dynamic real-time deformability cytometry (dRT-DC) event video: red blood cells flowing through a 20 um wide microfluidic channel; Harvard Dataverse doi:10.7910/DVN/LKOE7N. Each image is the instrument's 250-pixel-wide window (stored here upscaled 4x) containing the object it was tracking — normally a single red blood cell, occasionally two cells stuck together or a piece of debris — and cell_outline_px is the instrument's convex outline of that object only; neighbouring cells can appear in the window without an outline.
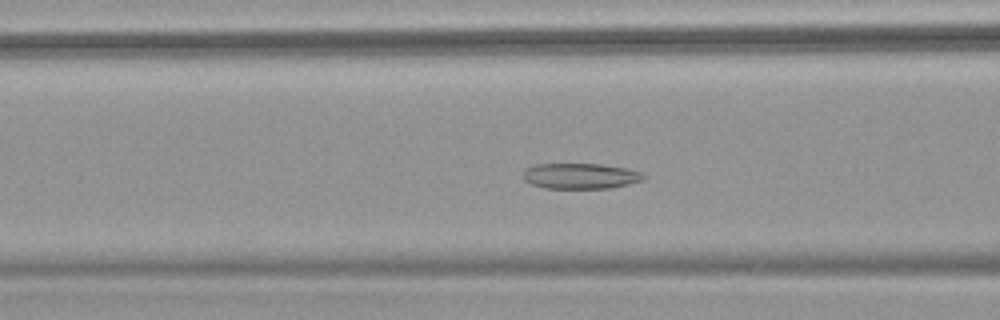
{"species": "common noctule bat (a hibernating species)", "species_latin": "Nyctalus noctula", "temperature_condition": "warm", "stored_images_in_passage": 52, "camera_frame_rate_fps": 3000, "um_per_image_px": 0.085, "animal": {"sex": "female", "body_mass_g": 18.4}, "frame": {"image": 1, "passage_image": 20, "time_ms": 6.333, "image_size_px": [1000, 320], "cell_outline_px": [[644, 180], [612, 188], [544, 188], [532, 184], [524, 180], [520, 176], [528, 168], [536, 164], [600, 164], [628, 168], [640, 172], [644, 176]], "centroid_in_image_um": [49.33, 14.96], "position_along_channel_um": 117.3, "area_um2": 17.98}}
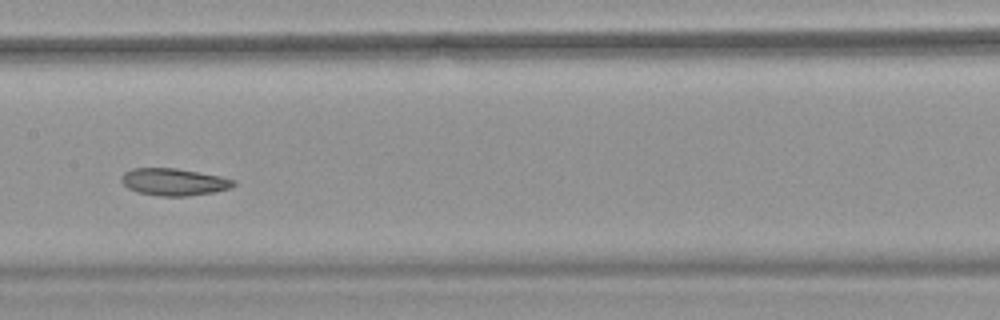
{"frame": {"image": 2, "passage_image": 26, "time_ms": 8.333, "image_size_px": [1000, 320], "cell_outline_px": [[236, 184], [228, 188], [212, 192], [188, 196], [160, 196], [136, 192], [128, 188], [120, 180], [120, 176], [124, 172], [132, 168], [176, 168], [220, 176], [236, 180]], "centroid_in_image_um": [14.74, 15.46], "position_along_channel_um": 192.7, "area_um2": 17.74}}
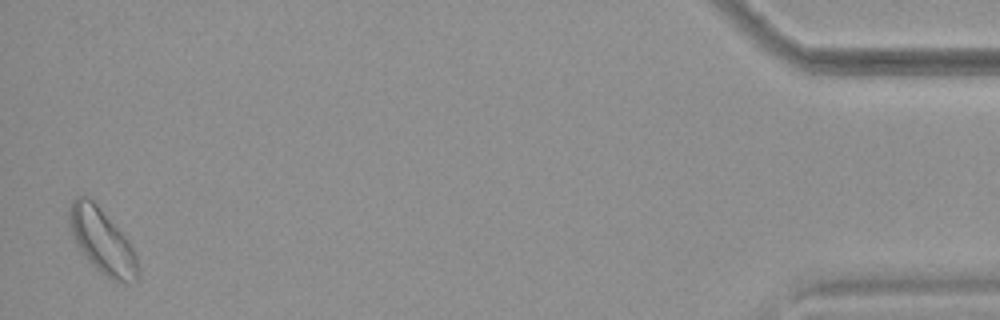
{"frame": {"image": 3, "passage_image": 51, "time_ms": 16.667, "image_size_px": [1000, 320], "cell_outline_px": [[140, 276], [136, 280], [128, 284], [124, 284], [112, 280], [100, 272], [80, 252], [72, 236], [68, 220], [68, 212], [72, 200], [76, 196], [88, 196], [96, 204], [128, 240], [136, 256]], "centroid_in_image_um": [8.67, 20.53], "position_along_channel_um": 426.5, "area_um2": 25.89}}